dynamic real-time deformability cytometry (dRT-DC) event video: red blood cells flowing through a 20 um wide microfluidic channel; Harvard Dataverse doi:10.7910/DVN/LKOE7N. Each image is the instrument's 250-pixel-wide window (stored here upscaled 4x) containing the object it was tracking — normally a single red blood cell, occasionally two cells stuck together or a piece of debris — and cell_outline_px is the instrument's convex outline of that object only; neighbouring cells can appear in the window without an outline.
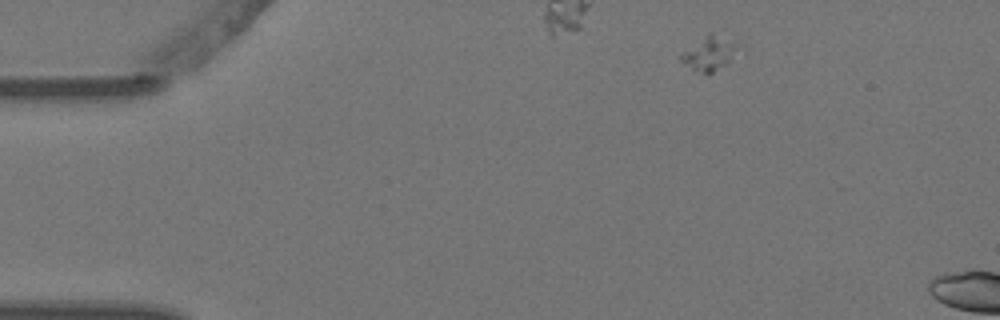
{"species": "Egyptian fruit bat (a non-hibernating species)", "species_latin": "Rousettus aegyptiacus", "temperature_condition": "warm", "stored_images_in_passage": 2, "segment_of_instrument_passage": [1, 2], "camera_frame_rate_fps": 3000, "um_per_image_px": 0.085, "animal": {"sex": "female"}, "frame": {"image": 1, "passage_image": 1, "time_ms": 0.0, "image_size_px": [1000, 320], "cell_outline_px": [[744, 56], [712, 72], [704, 72], [692, 68], [680, 60], [680, 52], [708, 32], [712, 32], [736, 44], [744, 52]], "centroid_in_image_um": [60.41, 4.52], "position_along_channel_um": 24.6, "area_um2": 11.79}}